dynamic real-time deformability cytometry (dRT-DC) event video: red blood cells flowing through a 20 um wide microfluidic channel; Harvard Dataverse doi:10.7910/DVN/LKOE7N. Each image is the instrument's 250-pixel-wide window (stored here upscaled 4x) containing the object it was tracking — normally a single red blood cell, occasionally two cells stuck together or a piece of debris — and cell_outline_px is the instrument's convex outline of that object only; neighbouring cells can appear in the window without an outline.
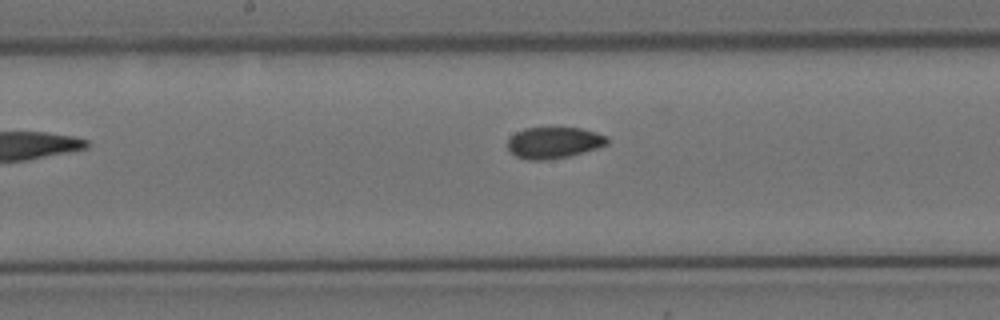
{"species": "Egyptian fruit bat (a non-hibernating species)", "species_latin": "Rousettus aegyptiacus", "temperature_condition": "cold", "stored_images_in_passage": 9, "camera_frame_rate_fps": 3000, "um_per_image_px": 0.085, "animal": {"sex": "female"}, "frame": {"image": 1, "passage_image": 9, "time_ms": 9.667, "image_size_px": [1000, 320], "cell_outline_px": [[608, 144], [596, 148], [568, 156], [544, 160], [528, 160], [516, 156], [508, 152], [508, 140], [516, 132], [524, 128], [580, 128], [596, 132], [608, 136]], "centroid_in_image_um": [47.06, 12.12], "position_along_channel_um": 201.1, "area_um2": 18.09}}